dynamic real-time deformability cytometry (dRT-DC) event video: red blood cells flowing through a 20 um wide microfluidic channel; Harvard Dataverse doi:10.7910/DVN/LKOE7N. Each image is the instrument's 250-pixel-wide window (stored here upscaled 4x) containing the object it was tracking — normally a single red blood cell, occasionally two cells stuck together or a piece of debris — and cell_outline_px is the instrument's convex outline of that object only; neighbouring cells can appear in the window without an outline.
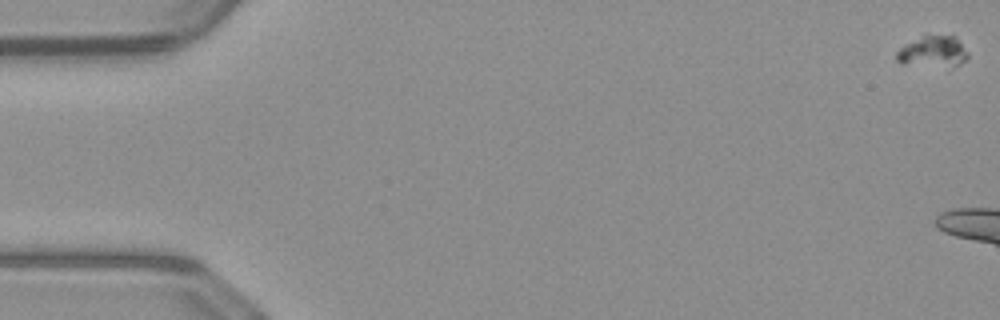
{"species": "common noctule bat (a hibernating species)", "species_latin": "Nyctalus noctula", "temperature_condition": "warm", "stored_images_in_passage": 6, "camera_frame_rate_fps": 3000, "um_per_image_px": 0.085, "animal": {"sex": "male", "body_mass_g": 23.1, "forearm_length_mm": 52.7}, "frame": {"image": 1, "passage_image": 1, "time_ms": 0.0, "image_size_px": [1000, 320], "cell_outline_px": [[968, 56], [960, 64], [900, 64], [896, 60], [896, 52], [900, 48], [924, 36], [956, 36], [968, 52]], "centroid_in_image_um": [79.3, 4.36], "position_along_channel_um": 5.7, "area_um2": 12.14}}